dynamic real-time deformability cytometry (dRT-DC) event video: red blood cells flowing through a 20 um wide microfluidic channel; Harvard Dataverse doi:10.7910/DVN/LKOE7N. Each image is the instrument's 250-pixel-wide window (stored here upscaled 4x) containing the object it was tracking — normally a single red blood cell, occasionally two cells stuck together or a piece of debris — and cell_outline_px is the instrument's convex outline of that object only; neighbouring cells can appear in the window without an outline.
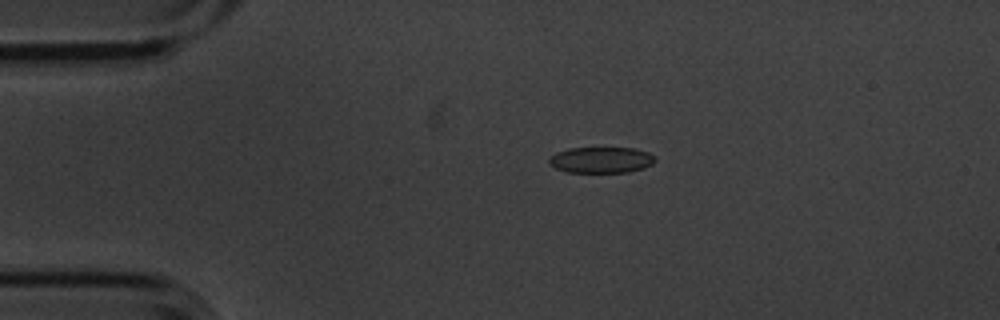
{"species": "common noctule bat (a hibernating species)", "species_latin": "Nyctalus noctula", "temperature_condition": "cold", "stored_images_in_passage": 5, "camera_frame_rate_fps": 3000, "um_per_image_px": 0.085, "animal": {"sex": "male", "body_mass_g": 20.1, "forearm_length_mm": 53.5}, "frame": {"image": 1, "passage_image": 4, "time_ms": 1.0, "image_size_px": [1000, 320], "cell_outline_px": [[656, 160], [652, 164], [644, 168], [628, 172], [564, 172], [548, 164], [548, 160], [556, 152], [568, 148], [636, 148], [648, 152], [656, 156]], "centroid_in_image_um": [51.11, 13.59], "position_along_channel_um": 33.9, "area_um2": 16.24}}